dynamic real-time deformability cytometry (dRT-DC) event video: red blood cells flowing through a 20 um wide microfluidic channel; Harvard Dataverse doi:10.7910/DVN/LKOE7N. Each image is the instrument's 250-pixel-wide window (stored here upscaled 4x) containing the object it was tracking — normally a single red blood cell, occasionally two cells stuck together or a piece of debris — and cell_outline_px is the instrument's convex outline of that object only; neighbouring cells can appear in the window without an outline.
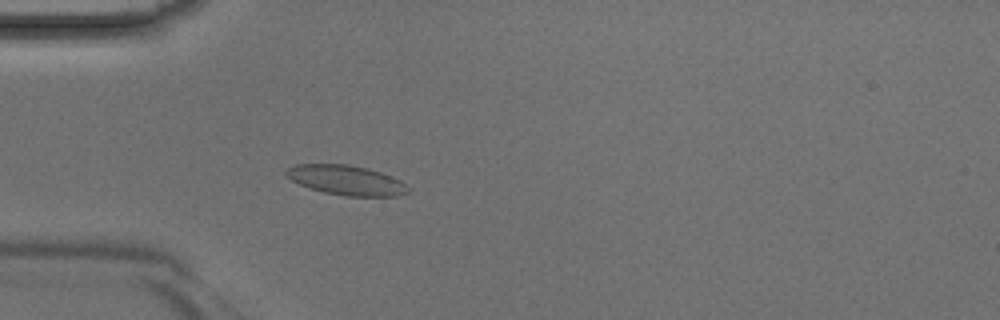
{"species": "Egyptian fruit bat (a non-hibernating species)", "species_latin": "Rousettus aegyptiacus", "temperature_condition": "room temperature", "stored_images_in_passage": 43, "camera_frame_rate_fps": 3000, "um_per_image_px": 0.085, "animal": {"sex": "male"}, "frame": {"image": 1, "passage_image": 12, "time_ms": 3.667, "image_size_px": [1000, 320], "cell_outline_px": [[408, 192], [396, 196], [348, 196], [324, 192], [300, 184], [292, 180], [284, 172], [288, 168], [296, 164], [348, 164], [368, 168], [380, 172], [400, 180], [408, 188]], "centroid_in_image_um": [29.43, 15.3], "position_along_channel_um": 55.6, "area_um2": 20.81}}
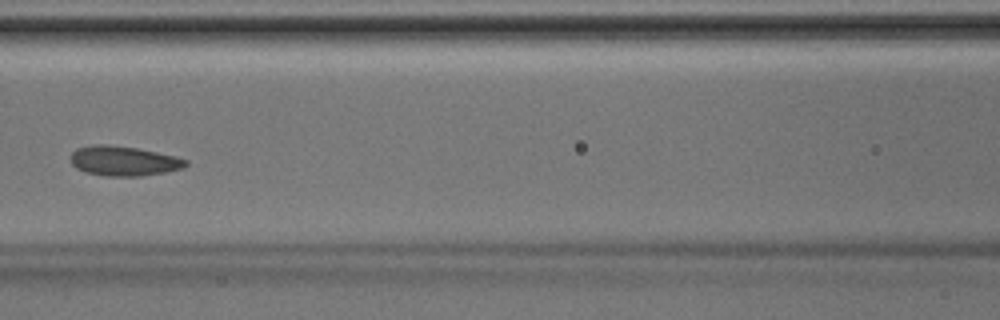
{"frame": {"image": 2, "passage_image": 19, "time_ms": 6.0, "image_size_px": [1000, 320], "cell_outline_px": [[188, 164], [184, 168], [164, 172], [140, 176], [104, 176], [84, 172], [76, 168], [72, 164], [72, 152], [76, 148], [92, 144], [104, 144], [136, 148], [176, 156], [188, 160]], "centroid_in_image_um": [10.51, 13.68], "position_along_channel_um": 156.1, "area_um2": 20.0}}
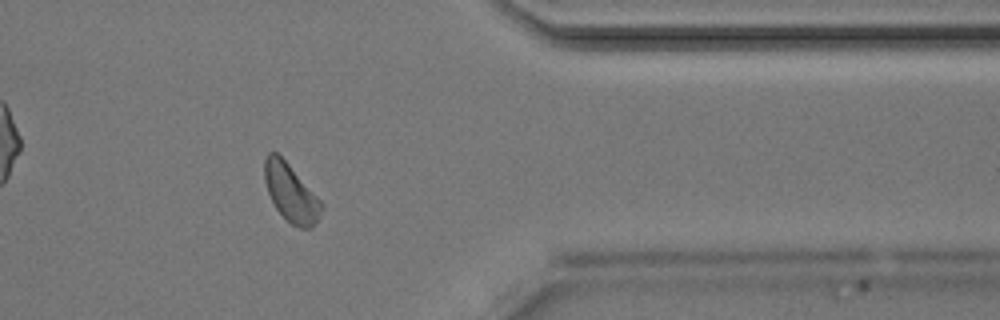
{"frame": {"image": 3, "passage_image": 35, "time_ms": 11.333, "image_size_px": [1000, 320], "cell_outline_px": [[324, 208], [312, 228], [300, 228], [292, 224], [276, 208], [268, 192], [264, 180], [264, 160], [268, 152], [276, 152], [288, 164], [324, 204]], "centroid_in_image_um": [24.73, 16.4], "position_along_channel_um": 386.7, "area_um2": 18.79}}